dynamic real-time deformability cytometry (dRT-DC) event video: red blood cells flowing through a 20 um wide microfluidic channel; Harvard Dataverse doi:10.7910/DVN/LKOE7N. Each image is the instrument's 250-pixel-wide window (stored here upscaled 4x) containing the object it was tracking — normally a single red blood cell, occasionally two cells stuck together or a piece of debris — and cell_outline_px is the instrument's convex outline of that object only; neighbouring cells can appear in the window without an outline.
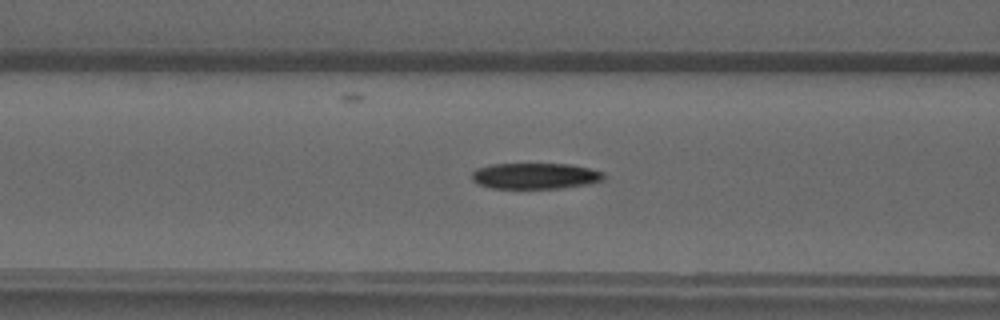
{"species": "common noctule bat (a hibernating species)", "species_latin": "Nyctalus noctula", "temperature_condition": "warm", "stored_images_in_passage": 44, "camera_frame_rate_fps": 3000, "um_per_image_px": 0.085, "animal": {"sex": "male", "forearm_length_mm": 52.5}, "frame": {"image": 1, "passage_image": 20, "time_ms": 6.333, "image_size_px": [1000, 320], "cell_outline_px": [[604, 176], [600, 180], [588, 184], [560, 188], [492, 188], [480, 184], [472, 180], [472, 172], [476, 168], [492, 164], [572, 164], [604, 172]], "centroid_in_image_um": [45.47, 14.95], "position_along_channel_um": 121.1, "area_um2": 19.83}}
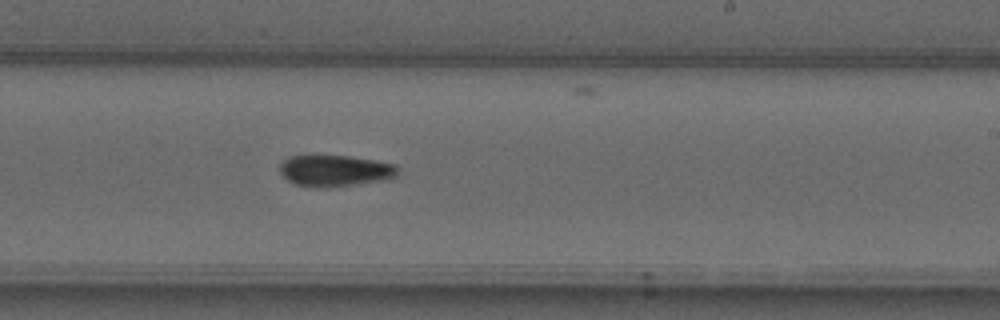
{"frame": {"image": 2, "passage_image": 30, "time_ms": 9.667, "image_size_px": [1000, 320], "cell_outline_px": [[400, 168], [396, 176], [380, 180], [328, 188], [316, 188], [296, 184], [288, 180], [280, 172], [280, 164], [288, 156], [348, 156], [376, 160], [396, 164]], "centroid_in_image_um": [28.48, 14.51], "position_along_channel_um": 260.5, "area_um2": 21.5}}
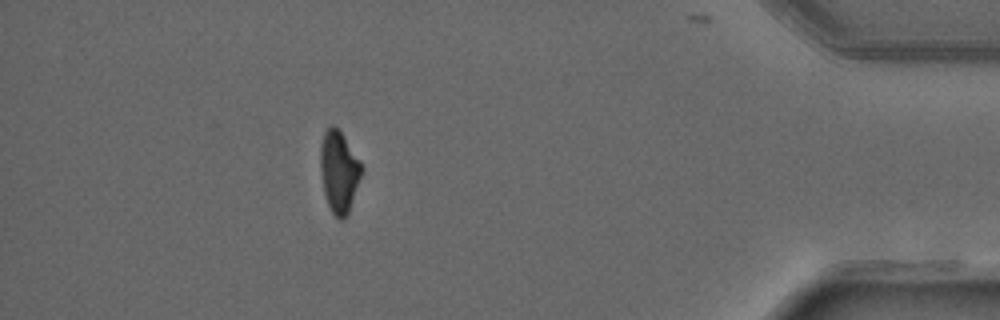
{"frame": {"image": 3, "passage_image": 44, "time_ms": 14.333, "image_size_px": [1000, 320], "cell_outline_px": [[364, 168], [348, 216], [340, 220], [332, 212], [328, 204], [324, 192], [320, 172], [320, 144], [324, 132], [332, 124], [340, 132], [360, 160]], "centroid_in_image_um": [28.82, 14.61], "position_along_channel_um": 406.4, "area_um2": 19.65}}